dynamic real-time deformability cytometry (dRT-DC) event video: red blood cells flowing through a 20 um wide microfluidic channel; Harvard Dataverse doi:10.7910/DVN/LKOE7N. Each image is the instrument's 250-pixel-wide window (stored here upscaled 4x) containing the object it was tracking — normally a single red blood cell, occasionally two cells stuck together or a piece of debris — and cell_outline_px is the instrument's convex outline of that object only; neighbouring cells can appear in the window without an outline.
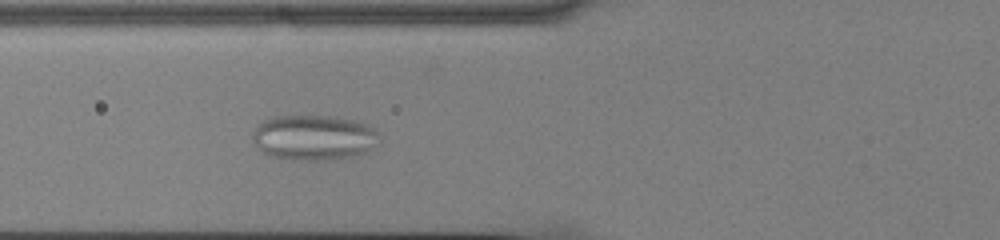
{"species": "common noctule bat (a hibernating species)", "species_latin": "Nyctalus noctula", "temperature_condition": "cold", "stored_images_in_passage": 51, "camera_frame_rate_fps": 3000, "um_per_image_px": 0.085, "animal": {"sex": "male", "body_mass_g": 13.0, "forearm_length_mm": 53.1}, "frame": {"image": 1, "passage_image": 17, "time_ms": 5.333, "image_size_px": [1000, 240], "cell_outline_px": [[380, 144], [368, 152], [352, 156], [316, 160], [300, 160], [268, 156], [252, 140], [252, 132], [264, 120], [276, 116], [336, 116], [368, 124], [376, 132], [380, 140]], "centroid_in_image_um": [26.7, 11.69], "position_along_channel_um": 99.1, "area_um2": 33.35}}
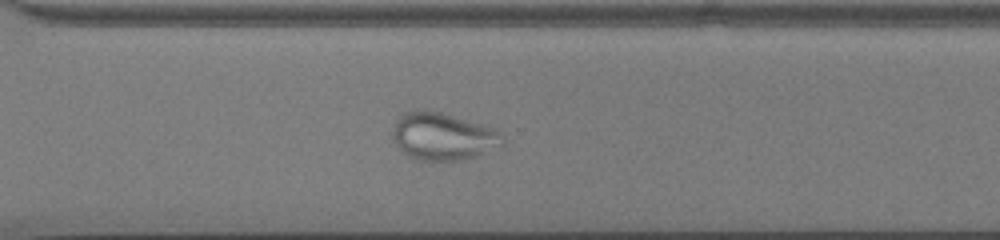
{"frame": {"image": 2, "passage_image": 36, "time_ms": 11.667, "image_size_px": [1000, 240], "cell_outline_px": [[504, 144], [464, 160], [416, 160], [408, 156], [396, 144], [392, 136], [392, 124], [404, 112], [440, 112], [496, 128], [504, 132]], "centroid_in_image_um": [37.67, 11.61], "position_along_channel_um": 332.9, "area_um2": 30.17}}
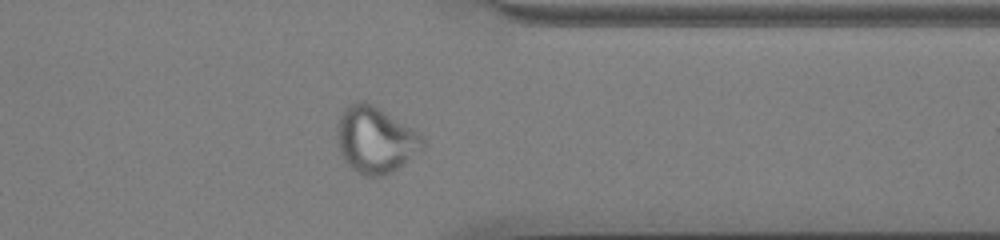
{"frame": {"image": 3, "passage_image": 40, "time_ms": 13.0, "image_size_px": [1000, 240], "cell_outline_px": [[424, 144], [420, 152], [404, 164], [392, 172], [384, 176], [364, 176], [356, 172], [344, 160], [340, 152], [336, 140], [336, 128], [340, 116], [344, 108], [348, 104], [356, 100], [364, 100], [372, 104], [412, 128], [424, 140]], "centroid_in_image_um": [31.87, 11.89], "position_along_channel_um": 379.5, "area_um2": 33.23}}